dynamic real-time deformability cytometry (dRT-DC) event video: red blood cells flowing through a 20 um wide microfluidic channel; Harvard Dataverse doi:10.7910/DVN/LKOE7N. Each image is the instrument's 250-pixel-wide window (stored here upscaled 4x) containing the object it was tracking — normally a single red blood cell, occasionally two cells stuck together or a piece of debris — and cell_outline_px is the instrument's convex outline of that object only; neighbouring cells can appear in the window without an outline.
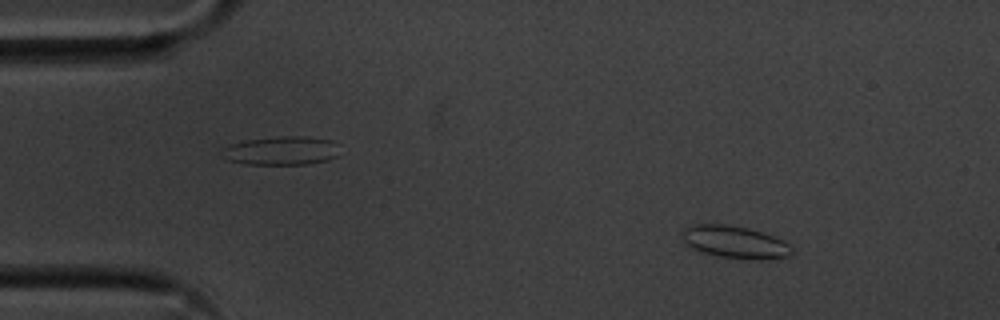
{"species": "common noctule bat (a hibernating species)", "species_latin": "Nyctalus noctula", "temperature_condition": "cold", "stored_images_in_passage": 53, "camera_frame_rate_fps": 3000, "um_per_image_px": 0.085, "animal": {"sex": "male", "body_mass_g": 20.1, "forearm_length_mm": 53.5}, "frame": {"image": 1, "passage_image": 5, "time_ms": 1.333, "image_size_px": [1000, 320], "cell_outline_px": [[792, 252], [788, 256], [760, 260], [756, 260], [720, 256], [688, 248], [684, 244], [684, 228], [692, 224], [724, 224], [748, 228], [764, 232], [776, 236], [788, 244], [792, 248]], "centroid_in_image_um": [62.47, 20.57], "position_along_channel_um": 22.5, "area_um2": 20.69}}
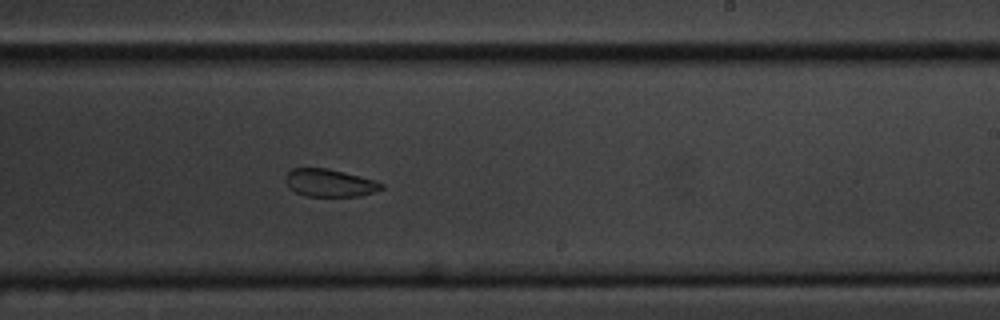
{"frame": {"image": 2, "passage_image": 31, "time_ms": 10.0, "image_size_px": [1000, 320], "cell_outline_px": [[384, 188], [360, 196], [304, 196], [296, 192], [284, 180], [284, 176], [292, 168], [328, 168], [376, 180], [384, 184]], "centroid_in_image_um": [28.02, 15.54], "position_along_channel_um": 261.0, "area_um2": 15.43}}
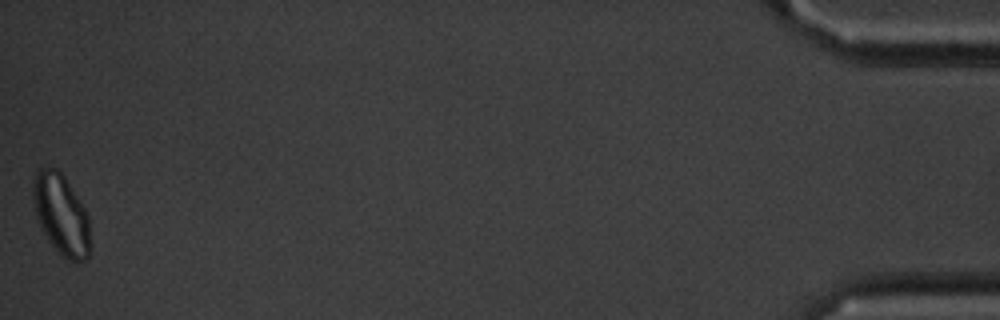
{"frame": {"image": 3, "passage_image": 53, "time_ms": 17.333, "image_size_px": [1000, 320], "cell_outline_px": [[88, 256], [84, 260], [76, 264], [60, 256], [48, 240], [40, 228], [36, 220], [32, 200], [32, 180], [36, 168], [56, 168], [64, 176], [84, 208], [88, 216]], "centroid_in_image_um": [5.13, 18.23], "position_along_channel_um": 430.1, "area_um2": 27.11}, "authors_computed_cell_mechanics": {"area_um2": 18.4382, "velocity_mm_per_s": 3.5902, "shape_relaxation_time_tau1_ms": 2.6501, "shape_relaxation_time_tau2_ms": 5.5636, "deformation_change_tau1": 0.0647, "deformation_change_tau2": 0.103}}